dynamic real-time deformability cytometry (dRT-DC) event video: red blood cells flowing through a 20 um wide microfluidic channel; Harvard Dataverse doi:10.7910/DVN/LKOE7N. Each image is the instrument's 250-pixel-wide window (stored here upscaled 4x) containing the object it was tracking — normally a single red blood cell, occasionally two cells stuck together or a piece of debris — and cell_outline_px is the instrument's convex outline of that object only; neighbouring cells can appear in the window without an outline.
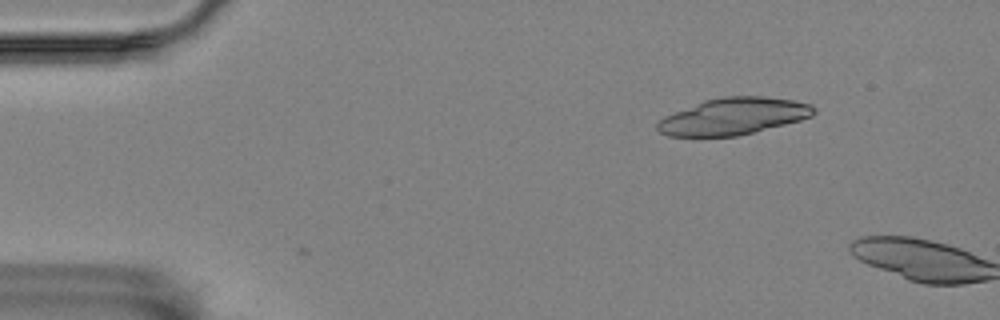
{"species": "Egyptian fruit bat (a non-hibernating species)", "species_latin": "Rousettus aegyptiacus", "temperature_condition": "room temperature", "stored_images_in_passage": 3, "camera_frame_rate_fps": 3000, "um_per_image_px": 0.085, "animal": {"sex": "female"}, "frame": {"image": 1, "passage_image": 1, "time_ms": 0.0, "image_size_px": [1000, 320], "cell_outline_px": [[816, 112], [812, 116], [800, 120], [736, 136], [668, 136], [660, 132], [656, 128], [656, 124], [664, 116], [704, 100], [724, 96], [764, 96], [792, 100], [812, 104], [816, 108]], "centroid_in_image_um": [62.34, 9.88], "position_along_channel_um": 22.7, "area_um2": 33.35}}